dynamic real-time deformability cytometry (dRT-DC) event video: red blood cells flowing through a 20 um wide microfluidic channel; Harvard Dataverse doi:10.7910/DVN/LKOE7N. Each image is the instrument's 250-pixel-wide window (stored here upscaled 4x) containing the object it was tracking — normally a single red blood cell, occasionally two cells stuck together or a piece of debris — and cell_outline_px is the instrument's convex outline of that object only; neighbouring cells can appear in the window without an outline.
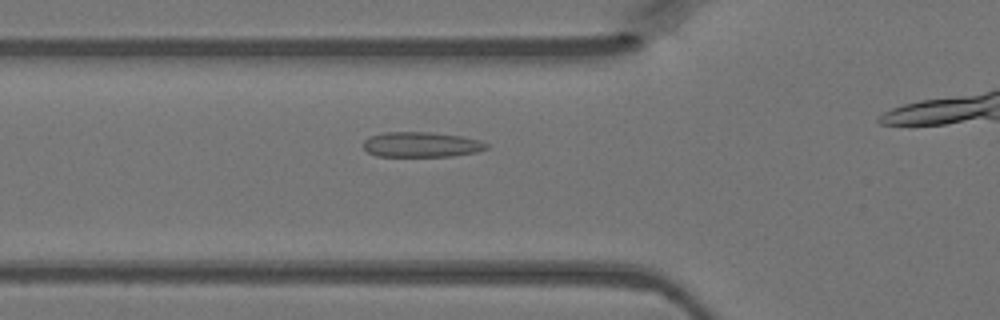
{"species": "Egyptian fruit bat (a non-hibernating species)", "species_latin": "Rousettus aegyptiacus", "temperature_condition": "warm", "stored_images_in_passage": 23, "camera_frame_rate_fps": 3000, "um_per_image_px": 0.085, "animal": {"sex": "female"}, "frame": {"image": 1, "passage_image": 10, "time_ms": 3.0, "image_size_px": [1000, 320], "cell_outline_px": [[488, 148], [476, 152], [452, 156], [376, 156], [368, 152], [364, 148], [364, 140], [368, 136], [384, 132], [428, 132], [460, 136], [480, 140], [488, 144]], "centroid_in_image_um": [35.79, 12.29], "position_along_channel_um": 90.0, "area_um2": 18.03}}
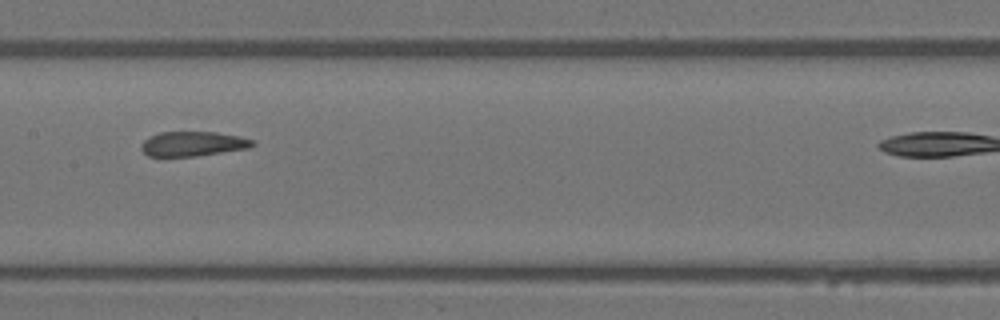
{"frame": {"image": 2, "passage_image": 17, "time_ms": 5.333, "image_size_px": [1000, 320], "cell_outline_px": [[256, 144], [248, 148], [196, 156], [148, 156], [140, 148], [140, 144], [148, 136], [160, 132], [216, 132], [240, 136], [252, 140]], "centroid_in_image_um": [16.36, 12.22], "position_along_channel_um": 191.0, "area_um2": 16.01}}
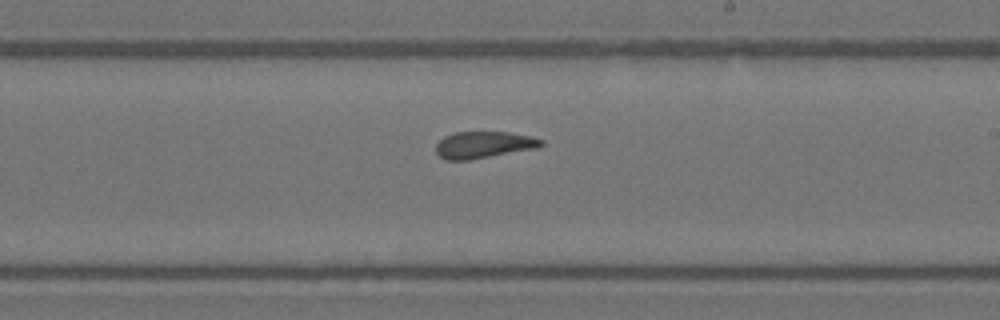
{"frame": {"image": 3, "passage_image": 21, "time_ms": 6.667, "image_size_px": [1000, 320], "cell_outline_px": [[544, 144], [540, 148], [468, 160], [444, 160], [436, 152], [436, 144], [444, 136], [456, 132], [508, 132], [532, 136], [544, 140]], "centroid_in_image_um": [41.15, 12.31], "position_along_channel_um": 247.8, "area_um2": 16.59}}